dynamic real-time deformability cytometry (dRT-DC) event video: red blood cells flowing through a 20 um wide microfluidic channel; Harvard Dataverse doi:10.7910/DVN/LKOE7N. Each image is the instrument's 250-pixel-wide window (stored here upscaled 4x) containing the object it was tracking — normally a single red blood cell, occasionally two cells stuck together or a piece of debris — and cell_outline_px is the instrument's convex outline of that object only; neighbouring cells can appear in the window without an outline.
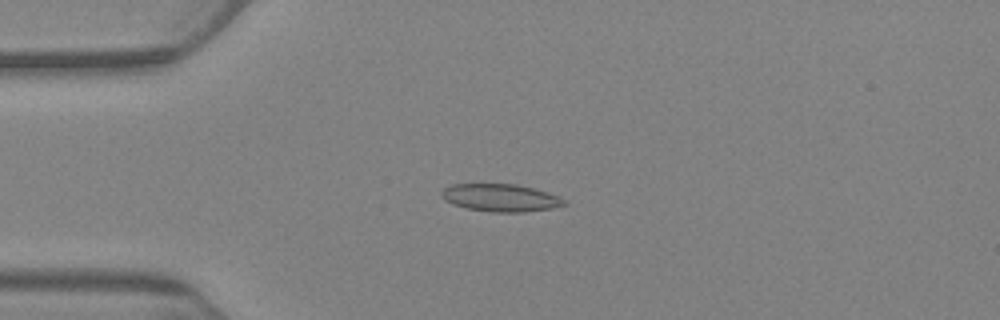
{"species": "Egyptian fruit bat (a non-hibernating species)", "species_latin": "Rousettus aegyptiacus", "temperature_condition": "warm", "stored_images_in_passage": 5, "camera_frame_rate_fps": 3000, "um_per_image_px": 0.085, "animal": {"sex": "female"}, "frame": {"image": 1, "passage_image": 5, "time_ms": 4.667, "image_size_px": [1000, 320], "cell_outline_px": [[568, 204], [552, 208], [524, 212], [492, 212], [468, 208], [452, 204], [444, 200], [440, 196], [440, 192], [444, 188], [452, 184], [516, 184], [532, 188], [560, 196]], "centroid_in_image_um": [42.53, 16.81], "position_along_channel_um": 42.5, "area_um2": 19.71}}